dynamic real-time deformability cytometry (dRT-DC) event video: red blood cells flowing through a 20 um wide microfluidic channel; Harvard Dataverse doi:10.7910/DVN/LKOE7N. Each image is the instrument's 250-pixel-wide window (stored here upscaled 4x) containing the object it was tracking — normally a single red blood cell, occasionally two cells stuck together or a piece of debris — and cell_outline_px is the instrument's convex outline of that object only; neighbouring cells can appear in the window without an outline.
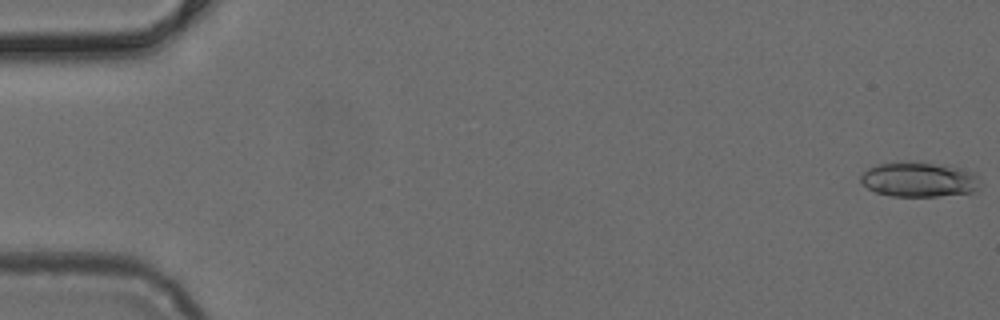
{"species": "common noctule bat (a hibernating species)", "species_latin": "Nyctalus noctula", "temperature_condition": "cold", "stored_images_in_passage": 50, "camera_frame_rate_fps": 3000, "um_per_image_px": 0.085, "animal": {"sex": "female", "body_mass_g": 24.6, "forearm_length_mm": 56.2}, "frame": {"image": 1, "passage_image": 1, "time_ms": 0.0, "image_size_px": [1000, 320], "cell_outline_px": [[980, 188], [972, 192], [936, 196], [892, 196], [876, 192], [868, 188], [860, 180], [860, 176], [868, 168], [876, 164], [900, 160], [912, 160], [960, 168], [972, 172], [980, 180]], "centroid_in_image_um": [78.09, 15.23], "position_along_channel_um": 6.9, "area_um2": 24.51}}
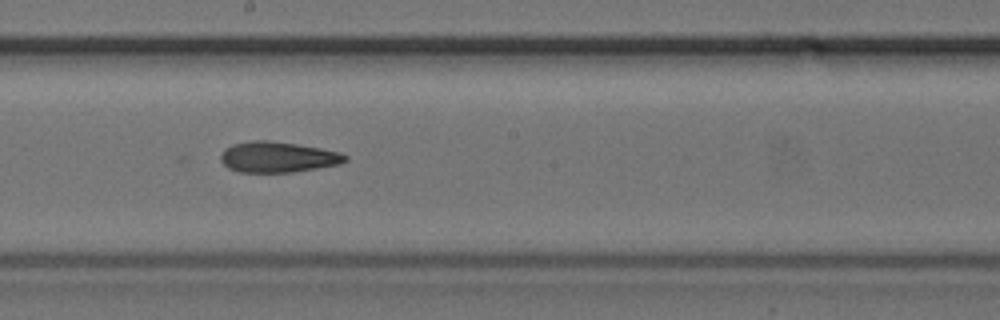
{"frame": {"image": 2, "passage_image": 28, "time_ms": 9.0, "image_size_px": [1000, 320], "cell_outline_px": [[348, 160], [340, 164], [292, 172], [240, 172], [228, 168], [220, 160], [220, 152], [224, 148], [232, 144], [252, 140], [272, 140], [320, 148], [340, 152], [348, 156]], "centroid_in_image_um": [23.58, 13.34], "position_along_channel_um": 224.6, "area_um2": 22.43}}
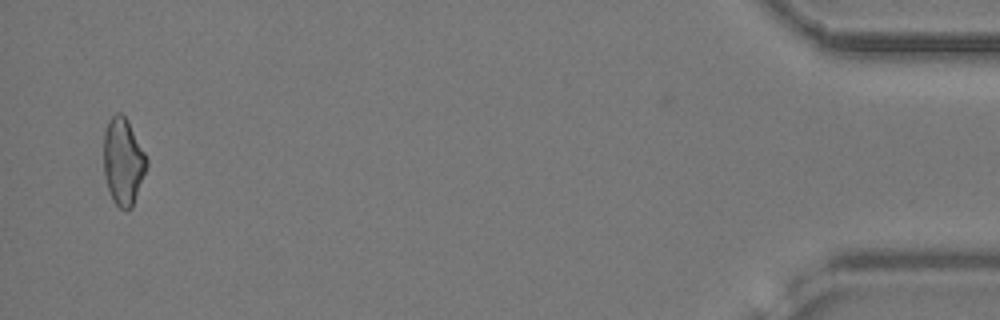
{"frame": {"image": 3, "passage_image": 49, "time_ms": 16.0, "image_size_px": [1000, 320], "cell_outline_px": [[148, 164], [132, 208], [120, 208], [112, 200], [108, 188], [104, 172], [104, 132], [108, 120], [116, 112], [120, 112], [128, 120], [148, 160]], "centroid_in_image_um": [10.46, 13.7], "position_along_channel_um": 424.7, "area_um2": 21.62}}